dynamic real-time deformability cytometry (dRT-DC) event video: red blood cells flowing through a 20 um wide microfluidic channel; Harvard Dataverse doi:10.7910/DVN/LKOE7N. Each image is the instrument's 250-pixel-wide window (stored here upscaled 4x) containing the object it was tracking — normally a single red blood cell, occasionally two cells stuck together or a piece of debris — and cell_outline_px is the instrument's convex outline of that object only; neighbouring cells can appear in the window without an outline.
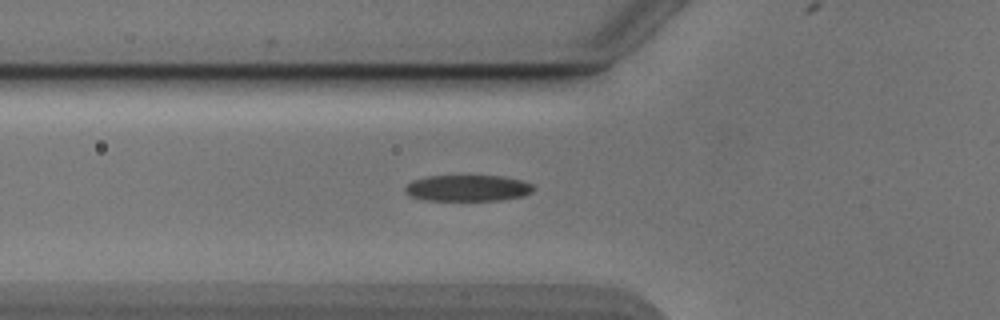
{"species": "Egyptian fruit bat (a non-hibernating species)", "species_latin": "Rousettus aegyptiacus", "temperature_condition": "cold", "stored_images_in_passage": 38, "camera_frame_rate_fps": 3000, "um_per_image_px": 0.085, "animal": {"sex": "male"}, "frame": {"image": 1, "passage_image": 3, "time_ms": 0.667, "image_size_px": [1000, 320], "cell_outline_px": [[536, 188], [532, 192], [524, 196], [500, 200], [424, 200], [412, 196], [404, 192], [404, 188], [412, 180], [424, 176], [468, 172], [504, 176], [524, 180], [532, 184]], "centroid_in_image_um": [39.77, 15.92], "position_along_channel_um": 86.0, "area_um2": 20.98}}
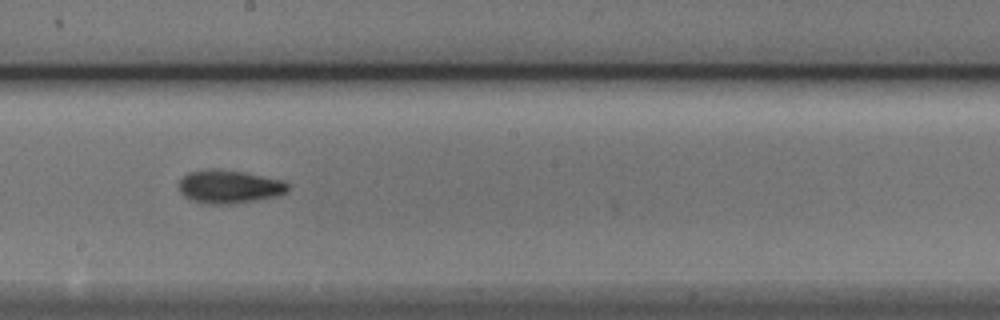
{"frame": {"image": 2, "passage_image": 14, "time_ms": 4.333, "image_size_px": [1000, 320], "cell_outline_px": [[288, 192], [280, 196], [236, 204], [208, 204], [192, 200], [184, 196], [180, 192], [176, 184], [188, 172], [208, 168], [216, 168], [244, 172], [284, 180], [288, 184]], "centroid_in_image_um": [19.49, 15.87], "position_along_channel_um": 228.7, "area_um2": 21.68}}
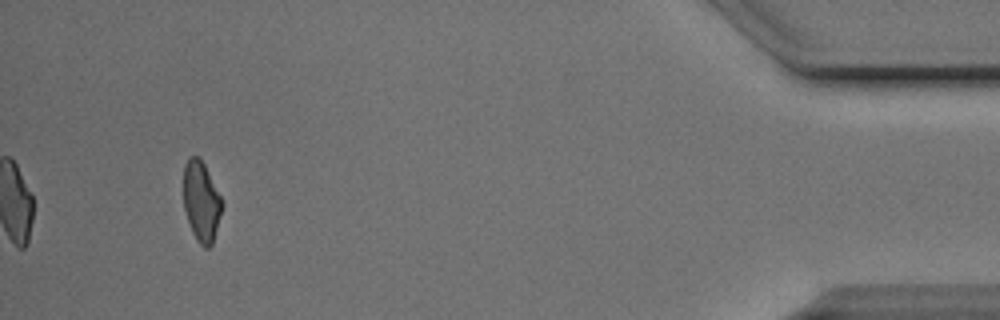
{"frame": {"image": 3, "passage_image": 34, "time_ms": 11.0, "image_size_px": [1000, 320], "cell_outline_px": [[224, 204], [212, 244], [208, 248], [204, 248], [196, 240], [192, 232], [184, 208], [184, 164], [188, 156], [196, 156], [204, 164]], "centroid_in_image_um": [17.11, 17.14], "position_along_channel_um": 418.1, "area_um2": 17.86}, "authors_computed_cell_mechanics": {"area_um2": 19.7387, "velocity_mm_per_s": 3.8741, "shape_relaxation_time_tau1_ms": 3.1579, "shape_relaxation_time_tau2_ms": 5.5168, "deformation_change_tau1": 0.1337, "deformation_change_tau2": 0.1069}}